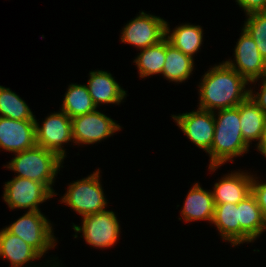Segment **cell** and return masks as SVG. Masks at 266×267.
Segmentation results:
<instances>
[{
    "instance_id": "6da1fadb",
    "label": "cell",
    "mask_w": 266,
    "mask_h": 267,
    "mask_svg": "<svg viewBox=\"0 0 266 267\" xmlns=\"http://www.w3.org/2000/svg\"><path fill=\"white\" fill-rule=\"evenodd\" d=\"M210 67L201 78L198 108L215 112L216 110L237 107L249 97L250 83L236 70L222 61Z\"/></svg>"
},
{
    "instance_id": "7a4b0ae2",
    "label": "cell",
    "mask_w": 266,
    "mask_h": 267,
    "mask_svg": "<svg viewBox=\"0 0 266 267\" xmlns=\"http://www.w3.org/2000/svg\"><path fill=\"white\" fill-rule=\"evenodd\" d=\"M217 112V113H216ZM214 113L215 130L210 151L209 170L216 171L227 161L233 162L249 152V145L244 141L240 128V104L234 108L217 110Z\"/></svg>"
},
{
    "instance_id": "3957f363",
    "label": "cell",
    "mask_w": 266,
    "mask_h": 267,
    "mask_svg": "<svg viewBox=\"0 0 266 267\" xmlns=\"http://www.w3.org/2000/svg\"><path fill=\"white\" fill-rule=\"evenodd\" d=\"M14 158L5 166L17 173L15 176L31 179L44 184L55 196L53 189L63 161L55 152L35 145L33 148L14 154Z\"/></svg>"
},
{
    "instance_id": "277c9868",
    "label": "cell",
    "mask_w": 266,
    "mask_h": 267,
    "mask_svg": "<svg viewBox=\"0 0 266 267\" xmlns=\"http://www.w3.org/2000/svg\"><path fill=\"white\" fill-rule=\"evenodd\" d=\"M100 170L68 185L67 192L61 197L65 203L81 217L105 210L107 199L102 189Z\"/></svg>"
},
{
    "instance_id": "5b68a950",
    "label": "cell",
    "mask_w": 266,
    "mask_h": 267,
    "mask_svg": "<svg viewBox=\"0 0 266 267\" xmlns=\"http://www.w3.org/2000/svg\"><path fill=\"white\" fill-rule=\"evenodd\" d=\"M52 226L41 211H27L5 228L32 246L43 257L57 243Z\"/></svg>"
},
{
    "instance_id": "8992f818",
    "label": "cell",
    "mask_w": 266,
    "mask_h": 267,
    "mask_svg": "<svg viewBox=\"0 0 266 267\" xmlns=\"http://www.w3.org/2000/svg\"><path fill=\"white\" fill-rule=\"evenodd\" d=\"M115 213L111 210H103L95 214L82 217V226L73 223V229L77 238L82 233L85 242L93 248L112 247L120 236V224Z\"/></svg>"
},
{
    "instance_id": "52a82bcc",
    "label": "cell",
    "mask_w": 266,
    "mask_h": 267,
    "mask_svg": "<svg viewBox=\"0 0 266 267\" xmlns=\"http://www.w3.org/2000/svg\"><path fill=\"white\" fill-rule=\"evenodd\" d=\"M54 196L44 184L17 176L5 182L3 191V200L12 210L20 208L40 211L39 204Z\"/></svg>"
},
{
    "instance_id": "ba28073f",
    "label": "cell",
    "mask_w": 266,
    "mask_h": 267,
    "mask_svg": "<svg viewBox=\"0 0 266 267\" xmlns=\"http://www.w3.org/2000/svg\"><path fill=\"white\" fill-rule=\"evenodd\" d=\"M35 121L36 145L55 152L64 160L66 151L63 146L73 142L71 118L60 110L48 115L42 125Z\"/></svg>"
},
{
    "instance_id": "9c48e42d",
    "label": "cell",
    "mask_w": 266,
    "mask_h": 267,
    "mask_svg": "<svg viewBox=\"0 0 266 267\" xmlns=\"http://www.w3.org/2000/svg\"><path fill=\"white\" fill-rule=\"evenodd\" d=\"M139 13L122 28L120 38L121 42L141 50L156 45L165 38L166 20L144 11Z\"/></svg>"
},
{
    "instance_id": "30bf717a",
    "label": "cell",
    "mask_w": 266,
    "mask_h": 267,
    "mask_svg": "<svg viewBox=\"0 0 266 267\" xmlns=\"http://www.w3.org/2000/svg\"><path fill=\"white\" fill-rule=\"evenodd\" d=\"M74 144H94L111 137L121 126L97 109L71 119Z\"/></svg>"
},
{
    "instance_id": "8fae6325",
    "label": "cell",
    "mask_w": 266,
    "mask_h": 267,
    "mask_svg": "<svg viewBox=\"0 0 266 267\" xmlns=\"http://www.w3.org/2000/svg\"><path fill=\"white\" fill-rule=\"evenodd\" d=\"M234 61L225 62L250 84L266 77V60L261 56L254 40L242 28L234 50Z\"/></svg>"
},
{
    "instance_id": "7c38bea8",
    "label": "cell",
    "mask_w": 266,
    "mask_h": 267,
    "mask_svg": "<svg viewBox=\"0 0 266 267\" xmlns=\"http://www.w3.org/2000/svg\"><path fill=\"white\" fill-rule=\"evenodd\" d=\"M177 126L198 148L208 153L214 138V113L198 108L196 111L172 115Z\"/></svg>"
},
{
    "instance_id": "4fadbf2b",
    "label": "cell",
    "mask_w": 266,
    "mask_h": 267,
    "mask_svg": "<svg viewBox=\"0 0 266 267\" xmlns=\"http://www.w3.org/2000/svg\"><path fill=\"white\" fill-rule=\"evenodd\" d=\"M35 120L0 117V148L14 154L36 145Z\"/></svg>"
},
{
    "instance_id": "5bb4252c",
    "label": "cell",
    "mask_w": 266,
    "mask_h": 267,
    "mask_svg": "<svg viewBox=\"0 0 266 267\" xmlns=\"http://www.w3.org/2000/svg\"><path fill=\"white\" fill-rule=\"evenodd\" d=\"M244 171H236L225 174L214 184V204H238L252 193L253 175Z\"/></svg>"
},
{
    "instance_id": "9a60e30c",
    "label": "cell",
    "mask_w": 266,
    "mask_h": 267,
    "mask_svg": "<svg viewBox=\"0 0 266 267\" xmlns=\"http://www.w3.org/2000/svg\"><path fill=\"white\" fill-rule=\"evenodd\" d=\"M86 87L96 107L100 104H121L127 91L121 88L110 72L96 70L89 72Z\"/></svg>"
},
{
    "instance_id": "2e32d148",
    "label": "cell",
    "mask_w": 266,
    "mask_h": 267,
    "mask_svg": "<svg viewBox=\"0 0 266 267\" xmlns=\"http://www.w3.org/2000/svg\"><path fill=\"white\" fill-rule=\"evenodd\" d=\"M240 244L254 242L266 230V222L255 196L251 193L238 203Z\"/></svg>"
},
{
    "instance_id": "e0dca14e",
    "label": "cell",
    "mask_w": 266,
    "mask_h": 267,
    "mask_svg": "<svg viewBox=\"0 0 266 267\" xmlns=\"http://www.w3.org/2000/svg\"><path fill=\"white\" fill-rule=\"evenodd\" d=\"M181 208V217L186 223L197 220L212 223L215 210L212 191L204 190L196 182L187 193L186 200Z\"/></svg>"
},
{
    "instance_id": "ac0fdd59",
    "label": "cell",
    "mask_w": 266,
    "mask_h": 267,
    "mask_svg": "<svg viewBox=\"0 0 266 267\" xmlns=\"http://www.w3.org/2000/svg\"><path fill=\"white\" fill-rule=\"evenodd\" d=\"M0 257L8 260L10 267H24L25 264L42 258L32 246L6 228L0 230Z\"/></svg>"
},
{
    "instance_id": "d6986e66",
    "label": "cell",
    "mask_w": 266,
    "mask_h": 267,
    "mask_svg": "<svg viewBox=\"0 0 266 267\" xmlns=\"http://www.w3.org/2000/svg\"><path fill=\"white\" fill-rule=\"evenodd\" d=\"M240 128L249 146L254 140L259 142L266 133L265 113L250 96L240 103Z\"/></svg>"
},
{
    "instance_id": "ffe728a7",
    "label": "cell",
    "mask_w": 266,
    "mask_h": 267,
    "mask_svg": "<svg viewBox=\"0 0 266 267\" xmlns=\"http://www.w3.org/2000/svg\"><path fill=\"white\" fill-rule=\"evenodd\" d=\"M166 21V38L175 48L183 54L194 57L195 53L201 49L203 42V29L200 25H191L190 23L176 26L173 30ZM172 32V33H170Z\"/></svg>"
},
{
    "instance_id": "44dd1931",
    "label": "cell",
    "mask_w": 266,
    "mask_h": 267,
    "mask_svg": "<svg viewBox=\"0 0 266 267\" xmlns=\"http://www.w3.org/2000/svg\"><path fill=\"white\" fill-rule=\"evenodd\" d=\"M212 224L217 227L222 240L230 242L232 247L240 245L238 204L215 205Z\"/></svg>"
},
{
    "instance_id": "7402d4cb",
    "label": "cell",
    "mask_w": 266,
    "mask_h": 267,
    "mask_svg": "<svg viewBox=\"0 0 266 267\" xmlns=\"http://www.w3.org/2000/svg\"><path fill=\"white\" fill-rule=\"evenodd\" d=\"M194 69V59L183 54L170 44L166 38V57L162 75L169 82L182 83L187 80Z\"/></svg>"
},
{
    "instance_id": "603a6c76",
    "label": "cell",
    "mask_w": 266,
    "mask_h": 267,
    "mask_svg": "<svg viewBox=\"0 0 266 267\" xmlns=\"http://www.w3.org/2000/svg\"><path fill=\"white\" fill-rule=\"evenodd\" d=\"M64 95L60 110L64 111L71 119L97 109L86 84L71 83Z\"/></svg>"
},
{
    "instance_id": "cb8c5ba5",
    "label": "cell",
    "mask_w": 266,
    "mask_h": 267,
    "mask_svg": "<svg viewBox=\"0 0 266 267\" xmlns=\"http://www.w3.org/2000/svg\"><path fill=\"white\" fill-rule=\"evenodd\" d=\"M134 60L141 78L162 74L166 57V37L159 43L141 49Z\"/></svg>"
},
{
    "instance_id": "d4e9b609",
    "label": "cell",
    "mask_w": 266,
    "mask_h": 267,
    "mask_svg": "<svg viewBox=\"0 0 266 267\" xmlns=\"http://www.w3.org/2000/svg\"><path fill=\"white\" fill-rule=\"evenodd\" d=\"M0 117L14 120H36L35 115L26 104L10 88L0 85Z\"/></svg>"
},
{
    "instance_id": "484cf974",
    "label": "cell",
    "mask_w": 266,
    "mask_h": 267,
    "mask_svg": "<svg viewBox=\"0 0 266 267\" xmlns=\"http://www.w3.org/2000/svg\"><path fill=\"white\" fill-rule=\"evenodd\" d=\"M242 28L254 40L261 56L266 60V12L247 15Z\"/></svg>"
},
{
    "instance_id": "4316f807",
    "label": "cell",
    "mask_w": 266,
    "mask_h": 267,
    "mask_svg": "<svg viewBox=\"0 0 266 267\" xmlns=\"http://www.w3.org/2000/svg\"><path fill=\"white\" fill-rule=\"evenodd\" d=\"M256 179L258 178L253 176L252 194L255 196L266 222V182L263 183Z\"/></svg>"
},
{
    "instance_id": "83f0119b",
    "label": "cell",
    "mask_w": 266,
    "mask_h": 267,
    "mask_svg": "<svg viewBox=\"0 0 266 267\" xmlns=\"http://www.w3.org/2000/svg\"><path fill=\"white\" fill-rule=\"evenodd\" d=\"M246 15L256 12H266V0H236Z\"/></svg>"
},
{
    "instance_id": "f1b7e54d",
    "label": "cell",
    "mask_w": 266,
    "mask_h": 267,
    "mask_svg": "<svg viewBox=\"0 0 266 267\" xmlns=\"http://www.w3.org/2000/svg\"><path fill=\"white\" fill-rule=\"evenodd\" d=\"M262 84L260 86L259 92L254 93V90L250 88L249 96L252 100L262 109L266 116V77L260 79Z\"/></svg>"
},
{
    "instance_id": "f546056e",
    "label": "cell",
    "mask_w": 266,
    "mask_h": 267,
    "mask_svg": "<svg viewBox=\"0 0 266 267\" xmlns=\"http://www.w3.org/2000/svg\"><path fill=\"white\" fill-rule=\"evenodd\" d=\"M257 151L260 152L266 158V133L256 145Z\"/></svg>"
},
{
    "instance_id": "4dcf8cb0",
    "label": "cell",
    "mask_w": 266,
    "mask_h": 267,
    "mask_svg": "<svg viewBox=\"0 0 266 267\" xmlns=\"http://www.w3.org/2000/svg\"><path fill=\"white\" fill-rule=\"evenodd\" d=\"M54 263L57 264V265L52 264L51 267H56V266L58 267L59 266V264L56 263V261Z\"/></svg>"
}]
</instances>
